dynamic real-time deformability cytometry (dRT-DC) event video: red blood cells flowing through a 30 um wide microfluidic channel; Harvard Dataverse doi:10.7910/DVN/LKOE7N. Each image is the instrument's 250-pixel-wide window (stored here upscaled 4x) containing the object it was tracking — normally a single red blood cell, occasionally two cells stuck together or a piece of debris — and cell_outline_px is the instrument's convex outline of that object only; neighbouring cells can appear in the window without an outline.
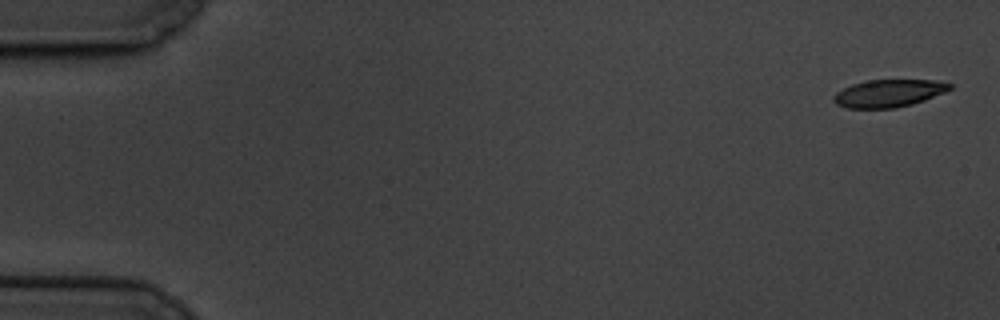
{"species": "common noctule bat (a hibernating species)", "species_latin": "Nyctalus noctula", "temperature_condition": "cold", "stored_images_in_passage": 59, "camera_frame_rate_fps": 3000, "um_per_image_px": 0.085, "animal": {"sex": "male", "body_mass_g": 19.5, "forearm_length_mm": 54.6}, "frame": {"image": 1, "passage_image": 1, "time_ms": 0.0, "image_size_px": [1000, 320], "cell_outline_px": [[952, 88], [944, 92], [924, 100], [912, 104], [896, 108], [848, 108], [836, 104], [832, 100], [832, 96], [836, 92], [852, 84], [864, 80], [932, 80], [952, 84]], "centroid_in_image_um": [75.49, 7.93], "position_along_channel_um": 9.5, "area_um2": 18.61}}
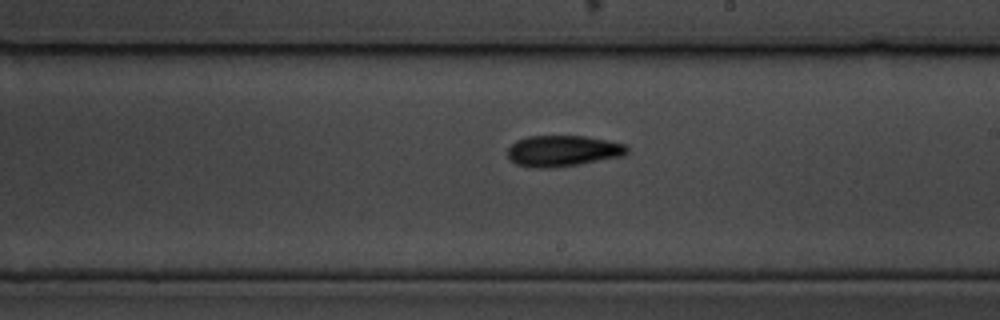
{"frame": {"image": 2, "passage_image": 34, "time_ms": 11.0, "image_size_px": [1000, 320], "cell_outline_px": [[628, 152], [620, 156], [576, 164], [552, 168], [532, 168], [516, 164], [508, 156], [508, 148], [516, 140], [528, 136], [584, 136], [608, 140], [624, 144], [628, 148]], "centroid_in_image_um": [47.8, 12.82], "position_along_channel_um": 241.2, "area_um2": 21.39}}
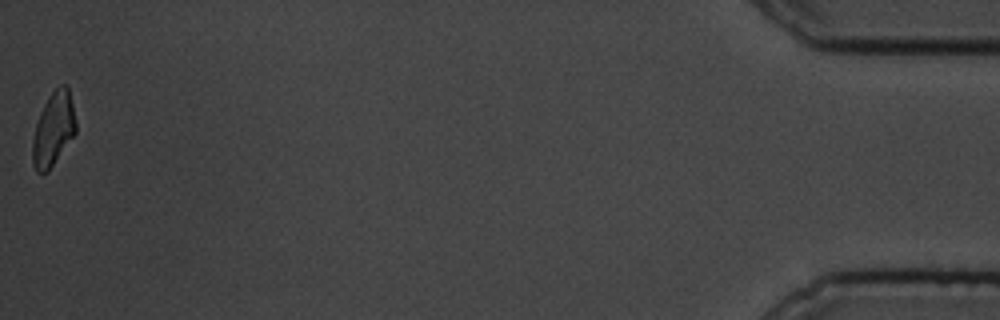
{"frame": {"image": 3, "passage_image": 59, "time_ms": 19.333, "image_size_px": [1000, 320], "cell_outline_px": [[76, 132], [48, 172], [36, 172], [32, 164], [32, 140], [36, 124], [40, 112], [48, 96], [60, 84], [64, 84], [68, 88], [76, 120]], "centroid_in_image_um": [4.52, 10.99], "position_along_channel_um": 430.7, "area_um2": 18.55}, "authors_computed_cell_mechanics": {"area_um2": 20.4612, "velocity_mm_per_s": 3.379, "shape_relaxation_time_tau1_ms": 3.8456, "shape_relaxation_time_tau2_ms": 2.6252, "deformation_change_tau1": 0.141, "deformation_change_tau2": 0.0999}}